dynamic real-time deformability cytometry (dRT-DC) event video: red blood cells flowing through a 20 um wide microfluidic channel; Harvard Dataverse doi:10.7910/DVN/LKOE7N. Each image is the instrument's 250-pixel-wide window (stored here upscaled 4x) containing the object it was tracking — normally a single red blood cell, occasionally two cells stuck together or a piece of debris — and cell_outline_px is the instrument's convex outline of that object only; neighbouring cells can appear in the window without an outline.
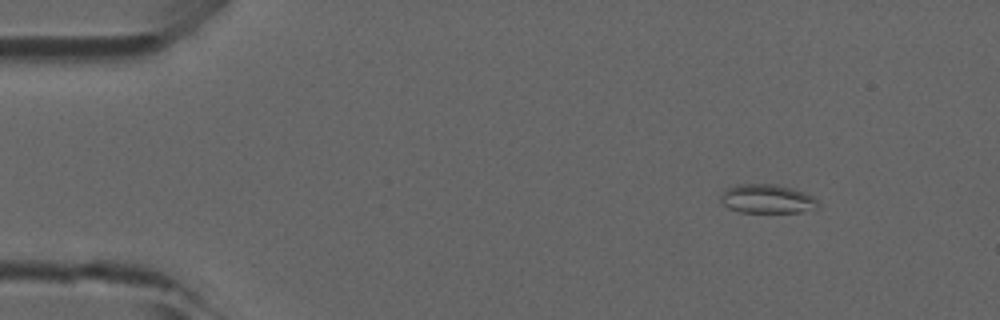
{"species": "common noctule bat (a hibernating species)", "species_latin": "Nyctalus noctula", "temperature_condition": "room temperature", "stored_images_in_passage": 44, "camera_frame_rate_fps": 3000, "um_per_image_px": 0.085, "animal": {"sex": "male", "forearm_length_mm": 52.5}, "frame": {"image": 1, "passage_image": 2, "time_ms": 0.333, "image_size_px": [1000, 320], "cell_outline_px": [[820, 204], [816, 208], [800, 212], [740, 212], [728, 208], [720, 200], [720, 196], [724, 188], [736, 184], [776, 184], [792, 188], [804, 192], [812, 196]], "centroid_in_image_um": [65.17, 16.89], "position_along_channel_um": 19.8, "area_um2": 16.53}}
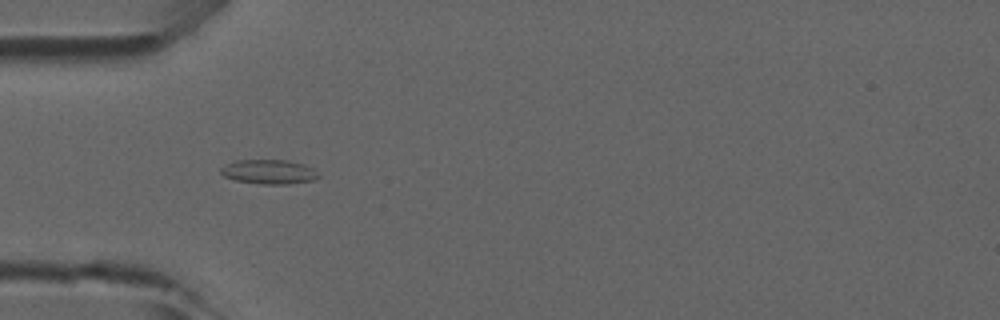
{"frame": {"image": 2, "passage_image": 11, "time_ms": 3.333, "image_size_px": [1000, 320], "cell_outline_px": [[320, 176], [316, 180], [288, 184], [260, 184], [236, 180], [224, 176], [220, 172], [220, 168], [236, 160], [288, 160], [304, 164], [312, 168]], "centroid_in_image_um": [22.88, 14.61], "position_along_channel_um": 62.1, "area_um2": 13.87}}
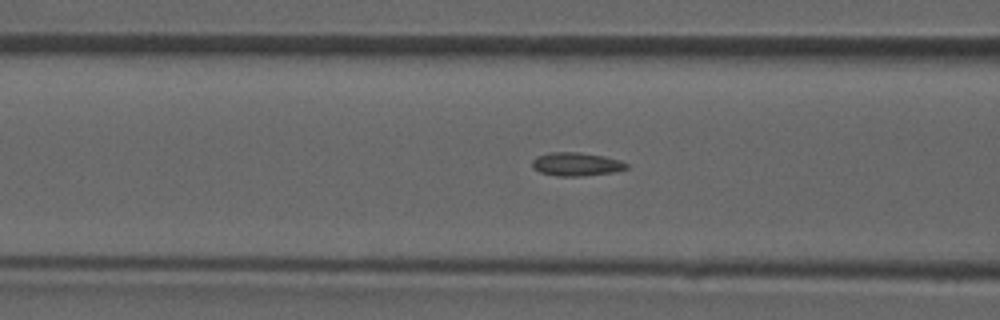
{"frame": {"image": 3, "passage_image": 15, "time_ms": 4.667, "image_size_px": [1000, 320], "cell_outline_px": [[628, 168], [616, 172], [580, 176], [556, 176], [540, 172], [532, 168], [532, 160], [536, 156], [548, 152], [580, 152], [604, 156], [620, 160], [628, 164]], "centroid_in_image_um": [48.97, 13.95], "position_along_channel_um": 117.6, "area_um2": 13.06}}